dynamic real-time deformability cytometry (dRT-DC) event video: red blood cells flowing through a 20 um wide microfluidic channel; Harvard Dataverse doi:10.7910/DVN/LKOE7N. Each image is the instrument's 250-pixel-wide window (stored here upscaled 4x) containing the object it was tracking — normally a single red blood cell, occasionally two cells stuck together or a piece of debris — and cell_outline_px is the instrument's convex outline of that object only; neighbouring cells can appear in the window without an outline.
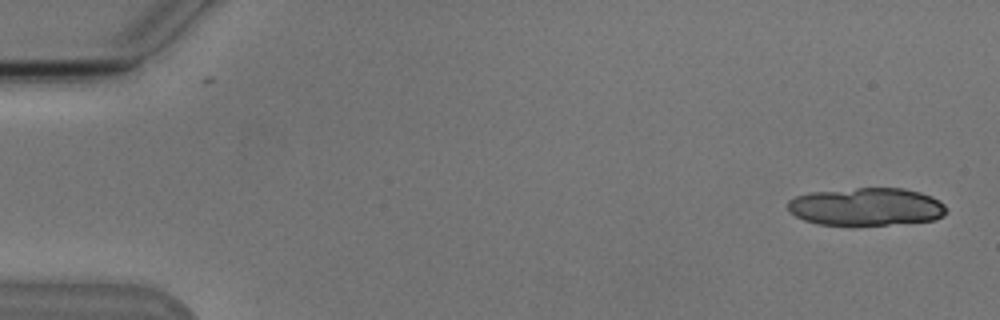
{"species": "Egyptian fruit bat (a non-hibernating species)", "species_latin": "Rousettus aegyptiacus", "temperature_condition": "cold", "stored_images_in_passage": 6, "segment_of_instrument_passage": [1, 2], "camera_frame_rate_fps": 3000, "um_per_image_px": 0.085, "animal": {"sex": "male"}, "frame": {"image": 1, "passage_image": 1, "time_ms": 0.0, "image_size_px": [1000, 320], "cell_outline_px": [[948, 212], [944, 216], [932, 220], [888, 224], [820, 224], [804, 220], [796, 216], [788, 208], [788, 200], [796, 196], [808, 192], [856, 188], [904, 188], [920, 192], [932, 196], [940, 200], [944, 204]], "centroid_in_image_um": [73.67, 17.55], "position_along_channel_um": 11.3, "area_um2": 34.8}}